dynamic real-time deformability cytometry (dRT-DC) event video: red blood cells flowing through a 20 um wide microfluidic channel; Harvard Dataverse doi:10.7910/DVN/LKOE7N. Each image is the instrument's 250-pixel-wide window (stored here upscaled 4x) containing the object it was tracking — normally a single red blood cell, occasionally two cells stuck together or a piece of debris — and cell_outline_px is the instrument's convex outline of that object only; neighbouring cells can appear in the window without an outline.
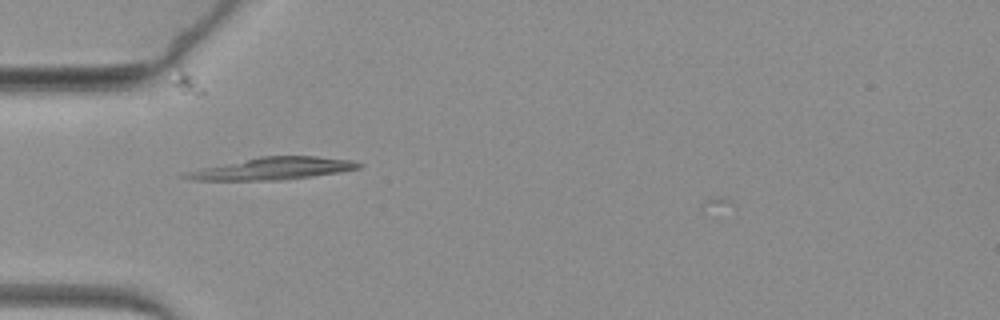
{"species": "common noctule bat (a hibernating species)", "species_latin": "Nyctalus noctula", "temperature_condition": "warm", "stored_images_in_passage": 36, "camera_frame_rate_fps": 3000, "um_per_image_px": 0.085, "animal": {"sex": "female", "body_mass_g": 19.3, "forearm_length_mm": 54.1}, "frame": {"image": 1, "passage_image": 2, "time_ms": 0.333, "image_size_px": [1000, 320], "cell_outline_px": [[364, 164], [360, 168], [340, 172], [312, 176], [280, 180], [192, 180], [180, 176], [188, 172], [200, 168], [260, 156], [316, 156], [352, 160]], "centroid_in_image_um": [23.22, 14.32], "position_along_channel_um": 61.8, "area_um2": 22.31}}
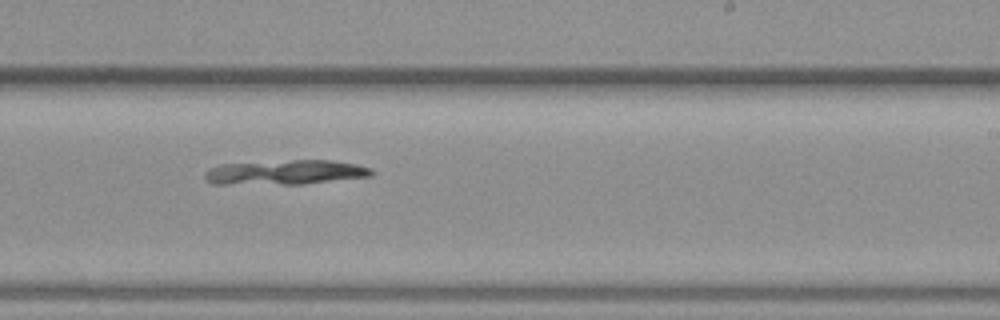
{"frame": {"image": 2, "passage_image": 21, "time_ms": 6.667, "image_size_px": [1000, 320], "cell_outline_px": [[376, 172], [372, 176], [304, 184], [212, 184], [204, 180], [204, 172], [208, 168], [220, 164], [292, 160], [332, 160], [356, 164], [372, 168]], "centroid_in_image_um": [24.25, 14.65], "position_along_channel_um": 264.8, "area_um2": 24.28}}
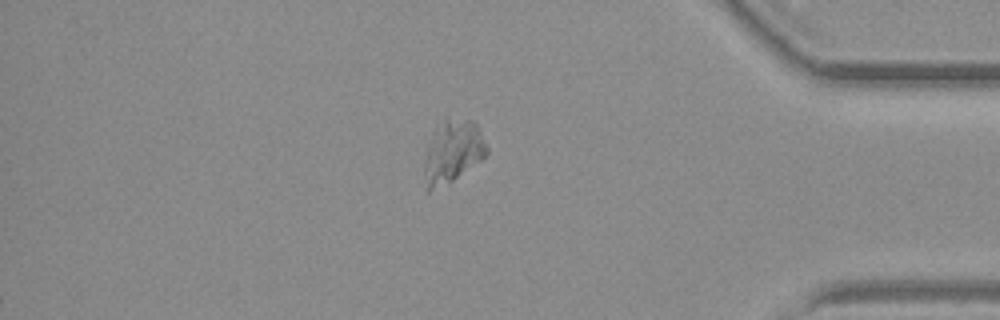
{"frame": {"image": 3, "passage_image": 36, "time_ms": 11.667, "image_size_px": [1000, 320], "cell_outline_px": [[488, 152], [480, 160], [452, 180], [428, 192], [424, 176], [424, 160], [428, 144], [432, 132], [436, 124], [444, 120], [472, 120], [476, 124], [488, 148]], "centroid_in_image_um": [38.44, 12.86], "position_along_channel_um": 396.8, "area_um2": 22.25}}